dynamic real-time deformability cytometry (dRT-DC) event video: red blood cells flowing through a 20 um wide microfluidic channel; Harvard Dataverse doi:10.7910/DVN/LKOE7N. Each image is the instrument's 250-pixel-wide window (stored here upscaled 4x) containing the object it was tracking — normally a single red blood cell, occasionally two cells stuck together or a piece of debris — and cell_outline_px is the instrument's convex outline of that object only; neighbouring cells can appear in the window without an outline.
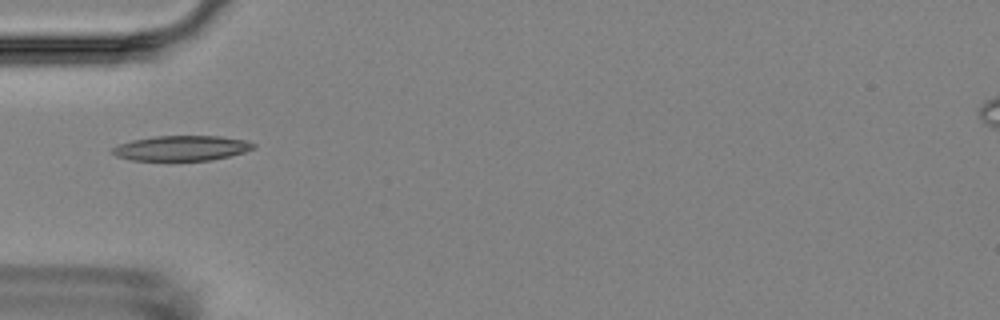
{"species": "Egyptian fruit bat (a non-hibernating species)", "species_latin": "Rousettus aegyptiacus", "temperature_condition": "room temperature", "stored_images_in_passage": 4, "camera_frame_rate_fps": 3000, "um_per_image_px": 0.085, "animal": {"sex": "female"}, "frame": {"image": 1, "passage_image": 3, "time_ms": 2.333, "image_size_px": [1000, 320], "cell_outline_px": [[256, 148], [244, 152], [212, 160], [132, 160], [116, 156], [112, 152], [112, 148], [120, 144], [132, 140], [156, 136], [220, 136], [244, 140], [256, 144]], "centroid_in_image_um": [15.46, 12.59], "position_along_channel_um": 69.5, "area_um2": 20.46}}
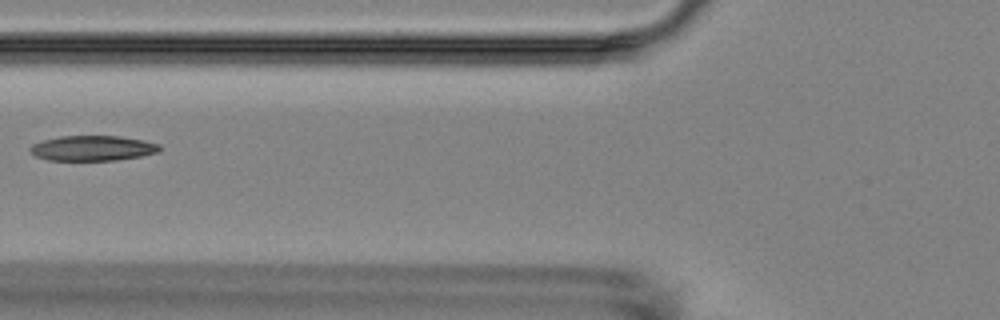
{"frame": {"image": 2, "passage_image": 4, "time_ms": 3.667, "image_size_px": [1000, 320], "cell_outline_px": [[160, 152], [140, 156], [116, 160], [48, 160], [36, 156], [28, 148], [32, 144], [44, 140], [60, 136], [120, 136], [144, 140], [160, 144]], "centroid_in_image_um": [7.89, 12.59], "position_along_channel_um": 117.9, "area_um2": 18.96}}